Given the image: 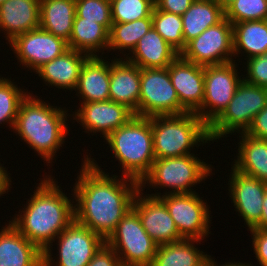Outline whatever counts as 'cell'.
Instances as JSON below:
<instances>
[{"mask_svg":"<svg viewBox=\"0 0 267 266\" xmlns=\"http://www.w3.org/2000/svg\"><path fill=\"white\" fill-rule=\"evenodd\" d=\"M168 71L180 105L187 112L195 113L202 106L204 98V66L189 62L179 55L170 63Z\"/></svg>","mask_w":267,"mask_h":266,"instance_id":"18","label":"cell"},{"mask_svg":"<svg viewBox=\"0 0 267 266\" xmlns=\"http://www.w3.org/2000/svg\"><path fill=\"white\" fill-rule=\"evenodd\" d=\"M180 56L201 66L234 61L232 23L224 18L217 25L208 27L186 44Z\"/></svg>","mask_w":267,"mask_h":266,"instance_id":"13","label":"cell"},{"mask_svg":"<svg viewBox=\"0 0 267 266\" xmlns=\"http://www.w3.org/2000/svg\"><path fill=\"white\" fill-rule=\"evenodd\" d=\"M0 163V197L6 193H8L11 186V177L9 176L10 173L7 172V168L4 167V165ZM11 186V187H10Z\"/></svg>","mask_w":267,"mask_h":266,"instance_id":"42","label":"cell"},{"mask_svg":"<svg viewBox=\"0 0 267 266\" xmlns=\"http://www.w3.org/2000/svg\"><path fill=\"white\" fill-rule=\"evenodd\" d=\"M214 257L212 258L210 255L208 257V259L206 260L205 266H254L251 263H242V262H225L224 264H218L217 261L215 262Z\"/></svg>","mask_w":267,"mask_h":266,"instance_id":"44","label":"cell"},{"mask_svg":"<svg viewBox=\"0 0 267 266\" xmlns=\"http://www.w3.org/2000/svg\"><path fill=\"white\" fill-rule=\"evenodd\" d=\"M67 43L70 49L89 56H100L102 50V55L105 53L104 50L108 51L109 31L103 25L75 14L72 34Z\"/></svg>","mask_w":267,"mask_h":266,"instance_id":"28","label":"cell"},{"mask_svg":"<svg viewBox=\"0 0 267 266\" xmlns=\"http://www.w3.org/2000/svg\"><path fill=\"white\" fill-rule=\"evenodd\" d=\"M225 18L232 24L267 20V0H234L225 9Z\"/></svg>","mask_w":267,"mask_h":266,"instance_id":"35","label":"cell"},{"mask_svg":"<svg viewBox=\"0 0 267 266\" xmlns=\"http://www.w3.org/2000/svg\"><path fill=\"white\" fill-rule=\"evenodd\" d=\"M211 166L195 154L155 159L149 173L140 181V189L144 190L147 184L148 188L172 189L164 194L196 193L193 187L211 175Z\"/></svg>","mask_w":267,"mask_h":266,"instance_id":"6","label":"cell"},{"mask_svg":"<svg viewBox=\"0 0 267 266\" xmlns=\"http://www.w3.org/2000/svg\"><path fill=\"white\" fill-rule=\"evenodd\" d=\"M16 59L24 69L35 72L43 64L66 52L68 43L48 31L38 27L17 36L9 43Z\"/></svg>","mask_w":267,"mask_h":266,"instance_id":"14","label":"cell"},{"mask_svg":"<svg viewBox=\"0 0 267 266\" xmlns=\"http://www.w3.org/2000/svg\"><path fill=\"white\" fill-rule=\"evenodd\" d=\"M106 243L113 248L122 266H151L158 248L133 209L117 224Z\"/></svg>","mask_w":267,"mask_h":266,"instance_id":"8","label":"cell"},{"mask_svg":"<svg viewBox=\"0 0 267 266\" xmlns=\"http://www.w3.org/2000/svg\"><path fill=\"white\" fill-rule=\"evenodd\" d=\"M135 114L125 105L112 100L81 103L71 114L73 120L92 136L100 133L104 139L115 129L125 125Z\"/></svg>","mask_w":267,"mask_h":266,"instance_id":"16","label":"cell"},{"mask_svg":"<svg viewBox=\"0 0 267 266\" xmlns=\"http://www.w3.org/2000/svg\"><path fill=\"white\" fill-rule=\"evenodd\" d=\"M155 159L194 154L191 149L211 143L209 126L196 114L151 117Z\"/></svg>","mask_w":267,"mask_h":266,"instance_id":"5","label":"cell"},{"mask_svg":"<svg viewBox=\"0 0 267 266\" xmlns=\"http://www.w3.org/2000/svg\"><path fill=\"white\" fill-rule=\"evenodd\" d=\"M58 240V241H57ZM57 242V259L43 252V266H87L106 242L87 226L74 220L53 242ZM55 262V263H54Z\"/></svg>","mask_w":267,"mask_h":266,"instance_id":"12","label":"cell"},{"mask_svg":"<svg viewBox=\"0 0 267 266\" xmlns=\"http://www.w3.org/2000/svg\"><path fill=\"white\" fill-rule=\"evenodd\" d=\"M152 27L179 54L185 49L186 44L183 39L181 15L158 10L154 7L152 12Z\"/></svg>","mask_w":267,"mask_h":266,"instance_id":"33","label":"cell"},{"mask_svg":"<svg viewBox=\"0 0 267 266\" xmlns=\"http://www.w3.org/2000/svg\"><path fill=\"white\" fill-rule=\"evenodd\" d=\"M252 235V246L254 254L256 255L257 264L260 266H267V231L259 229H249Z\"/></svg>","mask_w":267,"mask_h":266,"instance_id":"38","label":"cell"},{"mask_svg":"<svg viewBox=\"0 0 267 266\" xmlns=\"http://www.w3.org/2000/svg\"><path fill=\"white\" fill-rule=\"evenodd\" d=\"M0 230V266H43V252L10 222Z\"/></svg>","mask_w":267,"mask_h":266,"instance_id":"22","label":"cell"},{"mask_svg":"<svg viewBox=\"0 0 267 266\" xmlns=\"http://www.w3.org/2000/svg\"><path fill=\"white\" fill-rule=\"evenodd\" d=\"M156 193V194H155ZM147 194L159 197L166 205L176 228L183 239L204 240L211 227L210 206L196 193H167L155 192ZM207 204V205H206ZM206 236V237H205Z\"/></svg>","mask_w":267,"mask_h":266,"instance_id":"9","label":"cell"},{"mask_svg":"<svg viewBox=\"0 0 267 266\" xmlns=\"http://www.w3.org/2000/svg\"><path fill=\"white\" fill-rule=\"evenodd\" d=\"M39 181L26 206L9 222L42 252H51L55 238L75 220V203L51 174Z\"/></svg>","mask_w":267,"mask_h":266,"instance_id":"2","label":"cell"},{"mask_svg":"<svg viewBox=\"0 0 267 266\" xmlns=\"http://www.w3.org/2000/svg\"><path fill=\"white\" fill-rule=\"evenodd\" d=\"M204 66V98L195 112L208 126L223 112L232 100L242 76H238L237 63Z\"/></svg>","mask_w":267,"mask_h":266,"instance_id":"11","label":"cell"},{"mask_svg":"<svg viewBox=\"0 0 267 266\" xmlns=\"http://www.w3.org/2000/svg\"><path fill=\"white\" fill-rule=\"evenodd\" d=\"M193 1L194 0H155V7L158 10L182 16Z\"/></svg>","mask_w":267,"mask_h":266,"instance_id":"41","label":"cell"},{"mask_svg":"<svg viewBox=\"0 0 267 266\" xmlns=\"http://www.w3.org/2000/svg\"><path fill=\"white\" fill-rule=\"evenodd\" d=\"M196 239H182L178 242L159 245L151 266H205L209 255L200 251Z\"/></svg>","mask_w":267,"mask_h":266,"instance_id":"29","label":"cell"},{"mask_svg":"<svg viewBox=\"0 0 267 266\" xmlns=\"http://www.w3.org/2000/svg\"><path fill=\"white\" fill-rule=\"evenodd\" d=\"M40 24V0H6L0 4V31L7 44ZM4 31V32H3Z\"/></svg>","mask_w":267,"mask_h":266,"instance_id":"21","label":"cell"},{"mask_svg":"<svg viewBox=\"0 0 267 266\" xmlns=\"http://www.w3.org/2000/svg\"><path fill=\"white\" fill-rule=\"evenodd\" d=\"M185 44L197 38L208 27L225 18V11L215 0H194L181 16Z\"/></svg>","mask_w":267,"mask_h":266,"instance_id":"27","label":"cell"},{"mask_svg":"<svg viewBox=\"0 0 267 266\" xmlns=\"http://www.w3.org/2000/svg\"><path fill=\"white\" fill-rule=\"evenodd\" d=\"M89 57L88 54L69 48L62 55L43 64L34 73L38 74L46 86L71 90V93L76 91L82 66Z\"/></svg>","mask_w":267,"mask_h":266,"instance_id":"20","label":"cell"},{"mask_svg":"<svg viewBox=\"0 0 267 266\" xmlns=\"http://www.w3.org/2000/svg\"><path fill=\"white\" fill-rule=\"evenodd\" d=\"M143 194L141 189L137 192L132 209L140 217L146 233L158 246L182 240L165 203L159 197Z\"/></svg>","mask_w":267,"mask_h":266,"instance_id":"17","label":"cell"},{"mask_svg":"<svg viewBox=\"0 0 267 266\" xmlns=\"http://www.w3.org/2000/svg\"><path fill=\"white\" fill-rule=\"evenodd\" d=\"M0 75V124H9L14 129L21 102L30 92L18 87L14 80Z\"/></svg>","mask_w":267,"mask_h":266,"instance_id":"32","label":"cell"},{"mask_svg":"<svg viewBox=\"0 0 267 266\" xmlns=\"http://www.w3.org/2000/svg\"><path fill=\"white\" fill-rule=\"evenodd\" d=\"M75 14L85 20L103 25L109 32L112 26L110 0H75Z\"/></svg>","mask_w":267,"mask_h":266,"instance_id":"36","label":"cell"},{"mask_svg":"<svg viewBox=\"0 0 267 266\" xmlns=\"http://www.w3.org/2000/svg\"><path fill=\"white\" fill-rule=\"evenodd\" d=\"M215 1L218 2L223 9H225L234 0H215Z\"/></svg>","mask_w":267,"mask_h":266,"instance_id":"45","label":"cell"},{"mask_svg":"<svg viewBox=\"0 0 267 266\" xmlns=\"http://www.w3.org/2000/svg\"><path fill=\"white\" fill-rule=\"evenodd\" d=\"M75 10V0H40L39 27L68 42L72 34Z\"/></svg>","mask_w":267,"mask_h":266,"instance_id":"26","label":"cell"},{"mask_svg":"<svg viewBox=\"0 0 267 266\" xmlns=\"http://www.w3.org/2000/svg\"><path fill=\"white\" fill-rule=\"evenodd\" d=\"M187 111L180 105L167 68L140 69L139 116L181 115Z\"/></svg>","mask_w":267,"mask_h":266,"instance_id":"10","label":"cell"},{"mask_svg":"<svg viewBox=\"0 0 267 266\" xmlns=\"http://www.w3.org/2000/svg\"><path fill=\"white\" fill-rule=\"evenodd\" d=\"M87 266H122V264L113 248L105 242Z\"/></svg>","mask_w":267,"mask_h":266,"instance_id":"39","label":"cell"},{"mask_svg":"<svg viewBox=\"0 0 267 266\" xmlns=\"http://www.w3.org/2000/svg\"><path fill=\"white\" fill-rule=\"evenodd\" d=\"M232 25L235 59L242 53L243 56L247 55L244 60L267 53V20L243 21Z\"/></svg>","mask_w":267,"mask_h":266,"instance_id":"30","label":"cell"},{"mask_svg":"<svg viewBox=\"0 0 267 266\" xmlns=\"http://www.w3.org/2000/svg\"><path fill=\"white\" fill-rule=\"evenodd\" d=\"M126 59L141 68H167L180 54L152 27Z\"/></svg>","mask_w":267,"mask_h":266,"instance_id":"24","label":"cell"},{"mask_svg":"<svg viewBox=\"0 0 267 266\" xmlns=\"http://www.w3.org/2000/svg\"><path fill=\"white\" fill-rule=\"evenodd\" d=\"M152 28V15L128 23H112L109 32L108 51L119 50L126 57L131 54L138 41ZM127 49V50H126ZM125 52V53H124Z\"/></svg>","mask_w":267,"mask_h":266,"instance_id":"31","label":"cell"},{"mask_svg":"<svg viewBox=\"0 0 267 266\" xmlns=\"http://www.w3.org/2000/svg\"><path fill=\"white\" fill-rule=\"evenodd\" d=\"M246 134L257 139L267 140V105L254 117Z\"/></svg>","mask_w":267,"mask_h":266,"instance_id":"40","label":"cell"},{"mask_svg":"<svg viewBox=\"0 0 267 266\" xmlns=\"http://www.w3.org/2000/svg\"><path fill=\"white\" fill-rule=\"evenodd\" d=\"M113 157L122 166V175L140 181L149 173L155 161L151 117L134 115L125 125L106 138Z\"/></svg>","mask_w":267,"mask_h":266,"instance_id":"4","label":"cell"},{"mask_svg":"<svg viewBox=\"0 0 267 266\" xmlns=\"http://www.w3.org/2000/svg\"><path fill=\"white\" fill-rule=\"evenodd\" d=\"M76 90L75 95L82 99L79 104L109 100L110 61L90 56L82 66Z\"/></svg>","mask_w":267,"mask_h":266,"instance_id":"23","label":"cell"},{"mask_svg":"<svg viewBox=\"0 0 267 266\" xmlns=\"http://www.w3.org/2000/svg\"><path fill=\"white\" fill-rule=\"evenodd\" d=\"M247 74L242 75L247 83L267 88V53L245 59Z\"/></svg>","mask_w":267,"mask_h":266,"instance_id":"37","label":"cell"},{"mask_svg":"<svg viewBox=\"0 0 267 266\" xmlns=\"http://www.w3.org/2000/svg\"><path fill=\"white\" fill-rule=\"evenodd\" d=\"M267 105V88L242 80L232 100L223 112L209 125L212 143L227 134L246 133L254 117Z\"/></svg>","mask_w":267,"mask_h":266,"instance_id":"7","label":"cell"},{"mask_svg":"<svg viewBox=\"0 0 267 266\" xmlns=\"http://www.w3.org/2000/svg\"><path fill=\"white\" fill-rule=\"evenodd\" d=\"M254 229L267 231V186H266V191H265V194H264L262 213H261V220L254 227Z\"/></svg>","mask_w":267,"mask_h":266,"instance_id":"43","label":"cell"},{"mask_svg":"<svg viewBox=\"0 0 267 266\" xmlns=\"http://www.w3.org/2000/svg\"><path fill=\"white\" fill-rule=\"evenodd\" d=\"M238 141L237 159H234L232 166L243 174L267 183V140L240 133Z\"/></svg>","mask_w":267,"mask_h":266,"instance_id":"25","label":"cell"},{"mask_svg":"<svg viewBox=\"0 0 267 266\" xmlns=\"http://www.w3.org/2000/svg\"><path fill=\"white\" fill-rule=\"evenodd\" d=\"M53 105L29 93L21 102L13 129V133L48 163L47 166L52 164L54 155L64 146L69 134L67 118L71 116L67 108Z\"/></svg>","mask_w":267,"mask_h":266,"instance_id":"3","label":"cell"},{"mask_svg":"<svg viewBox=\"0 0 267 266\" xmlns=\"http://www.w3.org/2000/svg\"><path fill=\"white\" fill-rule=\"evenodd\" d=\"M83 159L71 194L76 203L75 220L106 241L132 209L140 184L128 177L110 176L91 155Z\"/></svg>","mask_w":267,"mask_h":266,"instance_id":"1","label":"cell"},{"mask_svg":"<svg viewBox=\"0 0 267 266\" xmlns=\"http://www.w3.org/2000/svg\"><path fill=\"white\" fill-rule=\"evenodd\" d=\"M140 68L123 57L110 62L109 100L125 105L139 116Z\"/></svg>","mask_w":267,"mask_h":266,"instance_id":"19","label":"cell"},{"mask_svg":"<svg viewBox=\"0 0 267 266\" xmlns=\"http://www.w3.org/2000/svg\"><path fill=\"white\" fill-rule=\"evenodd\" d=\"M228 193L238 216H241L249 229L261 220L262 206L267 183L243 174L233 166L229 175Z\"/></svg>","mask_w":267,"mask_h":266,"instance_id":"15","label":"cell"},{"mask_svg":"<svg viewBox=\"0 0 267 266\" xmlns=\"http://www.w3.org/2000/svg\"><path fill=\"white\" fill-rule=\"evenodd\" d=\"M113 23H128L152 15L155 0H111Z\"/></svg>","mask_w":267,"mask_h":266,"instance_id":"34","label":"cell"}]
</instances>
